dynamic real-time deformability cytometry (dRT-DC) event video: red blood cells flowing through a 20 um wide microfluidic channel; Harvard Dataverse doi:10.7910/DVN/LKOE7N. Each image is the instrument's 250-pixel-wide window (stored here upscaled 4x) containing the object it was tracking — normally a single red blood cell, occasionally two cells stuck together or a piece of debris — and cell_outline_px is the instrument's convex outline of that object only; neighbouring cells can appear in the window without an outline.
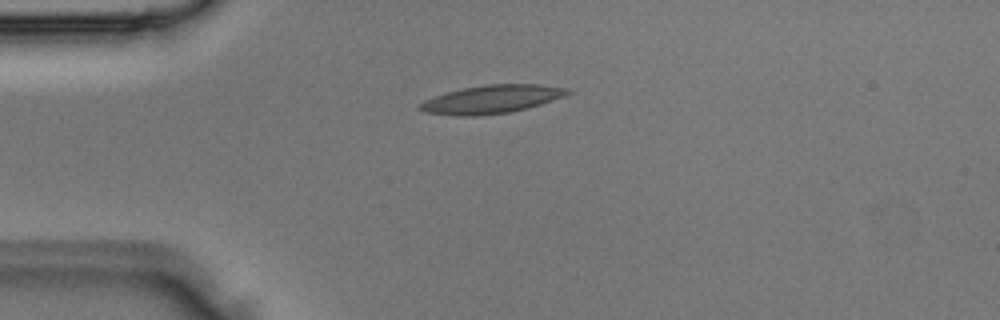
{"species": "Egyptian fruit bat (a non-hibernating species)", "species_latin": "Rousettus aegyptiacus", "temperature_condition": "room temperature", "stored_images_in_passage": 2, "camera_frame_rate_fps": 3000, "um_per_image_px": 0.085, "animal": {"sex": "male"}, "frame": {"image": 1, "passage_image": 2, "time_ms": 0.333, "image_size_px": [1000, 320], "cell_outline_px": [[572, 92], [564, 96], [528, 108], [508, 112], [476, 116], [460, 116], [428, 112], [420, 108], [420, 104], [424, 100], [448, 92], [464, 88], [488, 84], [540, 84], [568, 88]], "centroid_in_image_um": [41.85, 8.43], "position_along_channel_um": 43.2, "area_um2": 23.87}}